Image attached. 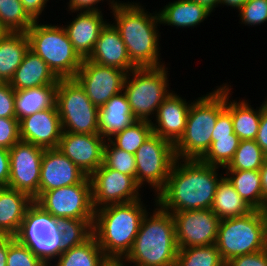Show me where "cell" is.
<instances>
[{"mask_svg": "<svg viewBox=\"0 0 267 266\" xmlns=\"http://www.w3.org/2000/svg\"><path fill=\"white\" fill-rule=\"evenodd\" d=\"M221 167L197 159H176L165 186L155 195L154 203L162 210L175 213L210 209L220 180Z\"/></svg>", "mask_w": 267, "mask_h": 266, "instance_id": "6da1fadb", "label": "cell"}, {"mask_svg": "<svg viewBox=\"0 0 267 266\" xmlns=\"http://www.w3.org/2000/svg\"><path fill=\"white\" fill-rule=\"evenodd\" d=\"M148 12L140 2L135 1L121 2L111 12L115 20L113 24L120 33L131 62L137 68L165 65L160 57L159 14L156 10Z\"/></svg>", "mask_w": 267, "mask_h": 266, "instance_id": "7a4b0ae2", "label": "cell"}, {"mask_svg": "<svg viewBox=\"0 0 267 266\" xmlns=\"http://www.w3.org/2000/svg\"><path fill=\"white\" fill-rule=\"evenodd\" d=\"M141 200L95 210L92 234L108 259L122 260L130 251L148 212Z\"/></svg>", "mask_w": 267, "mask_h": 266, "instance_id": "3957f363", "label": "cell"}, {"mask_svg": "<svg viewBox=\"0 0 267 266\" xmlns=\"http://www.w3.org/2000/svg\"><path fill=\"white\" fill-rule=\"evenodd\" d=\"M142 219L128 254L122 259L132 266H175L179 250L172 214L154 204ZM128 262V263H127Z\"/></svg>", "mask_w": 267, "mask_h": 266, "instance_id": "277c9868", "label": "cell"}, {"mask_svg": "<svg viewBox=\"0 0 267 266\" xmlns=\"http://www.w3.org/2000/svg\"><path fill=\"white\" fill-rule=\"evenodd\" d=\"M191 102L185 131L174 145L176 159L200 160L209 150L218 115L226 108V83Z\"/></svg>", "mask_w": 267, "mask_h": 266, "instance_id": "5b68a950", "label": "cell"}, {"mask_svg": "<svg viewBox=\"0 0 267 266\" xmlns=\"http://www.w3.org/2000/svg\"><path fill=\"white\" fill-rule=\"evenodd\" d=\"M215 245L225 263L266 249L267 211L253 210L242 217L220 220Z\"/></svg>", "mask_w": 267, "mask_h": 266, "instance_id": "8992f818", "label": "cell"}, {"mask_svg": "<svg viewBox=\"0 0 267 266\" xmlns=\"http://www.w3.org/2000/svg\"><path fill=\"white\" fill-rule=\"evenodd\" d=\"M34 21L26 32L30 50L40 56L59 78H74L82 59L74 51L63 25Z\"/></svg>", "mask_w": 267, "mask_h": 266, "instance_id": "52a82bcc", "label": "cell"}, {"mask_svg": "<svg viewBox=\"0 0 267 266\" xmlns=\"http://www.w3.org/2000/svg\"><path fill=\"white\" fill-rule=\"evenodd\" d=\"M168 70L163 65L135 68L127 73L123 92L137 120L151 122L159 106L172 93L169 90Z\"/></svg>", "mask_w": 267, "mask_h": 266, "instance_id": "ba28073f", "label": "cell"}, {"mask_svg": "<svg viewBox=\"0 0 267 266\" xmlns=\"http://www.w3.org/2000/svg\"><path fill=\"white\" fill-rule=\"evenodd\" d=\"M56 106L63 132L99 134V108L91 102L75 78L59 79Z\"/></svg>", "mask_w": 267, "mask_h": 266, "instance_id": "9c48e42d", "label": "cell"}, {"mask_svg": "<svg viewBox=\"0 0 267 266\" xmlns=\"http://www.w3.org/2000/svg\"><path fill=\"white\" fill-rule=\"evenodd\" d=\"M15 238L30 248L48 266L63 251L59 220L45 212L35 202L26 210Z\"/></svg>", "mask_w": 267, "mask_h": 266, "instance_id": "30bf717a", "label": "cell"}, {"mask_svg": "<svg viewBox=\"0 0 267 266\" xmlns=\"http://www.w3.org/2000/svg\"><path fill=\"white\" fill-rule=\"evenodd\" d=\"M136 183L142 188H153L155 196L166 184L176 160L174 145L152 133L134 154Z\"/></svg>", "mask_w": 267, "mask_h": 266, "instance_id": "8fae6325", "label": "cell"}, {"mask_svg": "<svg viewBox=\"0 0 267 266\" xmlns=\"http://www.w3.org/2000/svg\"><path fill=\"white\" fill-rule=\"evenodd\" d=\"M34 202L58 220H94L95 209L89 176L79 184L45 191Z\"/></svg>", "mask_w": 267, "mask_h": 266, "instance_id": "7c38bea8", "label": "cell"}, {"mask_svg": "<svg viewBox=\"0 0 267 266\" xmlns=\"http://www.w3.org/2000/svg\"><path fill=\"white\" fill-rule=\"evenodd\" d=\"M44 148L19 140L11 149L8 187L27 194L33 201L39 197V181Z\"/></svg>", "mask_w": 267, "mask_h": 266, "instance_id": "4fadbf2b", "label": "cell"}, {"mask_svg": "<svg viewBox=\"0 0 267 266\" xmlns=\"http://www.w3.org/2000/svg\"><path fill=\"white\" fill-rule=\"evenodd\" d=\"M93 208L122 204L142 199L141 187L129 175L105 167L103 164L90 176Z\"/></svg>", "mask_w": 267, "mask_h": 266, "instance_id": "5bb4252c", "label": "cell"}, {"mask_svg": "<svg viewBox=\"0 0 267 266\" xmlns=\"http://www.w3.org/2000/svg\"><path fill=\"white\" fill-rule=\"evenodd\" d=\"M126 75L125 71L118 68L84 59L74 78L84 88L91 102L100 108L123 91Z\"/></svg>", "mask_w": 267, "mask_h": 266, "instance_id": "9a60e30c", "label": "cell"}, {"mask_svg": "<svg viewBox=\"0 0 267 266\" xmlns=\"http://www.w3.org/2000/svg\"><path fill=\"white\" fill-rule=\"evenodd\" d=\"M171 214L179 249L216 243L220 219L211 209L186 210Z\"/></svg>", "mask_w": 267, "mask_h": 266, "instance_id": "2e32d148", "label": "cell"}, {"mask_svg": "<svg viewBox=\"0 0 267 266\" xmlns=\"http://www.w3.org/2000/svg\"><path fill=\"white\" fill-rule=\"evenodd\" d=\"M106 141L99 134L62 132L58 149L85 175L90 176L103 164Z\"/></svg>", "mask_w": 267, "mask_h": 266, "instance_id": "e0dca14e", "label": "cell"}, {"mask_svg": "<svg viewBox=\"0 0 267 266\" xmlns=\"http://www.w3.org/2000/svg\"><path fill=\"white\" fill-rule=\"evenodd\" d=\"M62 132L56 105L19 121L20 140L44 149L58 148Z\"/></svg>", "mask_w": 267, "mask_h": 266, "instance_id": "ac0fdd59", "label": "cell"}, {"mask_svg": "<svg viewBox=\"0 0 267 266\" xmlns=\"http://www.w3.org/2000/svg\"><path fill=\"white\" fill-rule=\"evenodd\" d=\"M86 177L58 148L45 149L41 163L39 196L45 191L79 184Z\"/></svg>", "mask_w": 267, "mask_h": 266, "instance_id": "d6986e66", "label": "cell"}, {"mask_svg": "<svg viewBox=\"0 0 267 266\" xmlns=\"http://www.w3.org/2000/svg\"><path fill=\"white\" fill-rule=\"evenodd\" d=\"M172 93L162 102L157 109L155 119L151 121L154 134L175 145L182 137L188 112L192 101ZM156 121V122H155Z\"/></svg>", "mask_w": 267, "mask_h": 266, "instance_id": "ffe728a7", "label": "cell"}, {"mask_svg": "<svg viewBox=\"0 0 267 266\" xmlns=\"http://www.w3.org/2000/svg\"><path fill=\"white\" fill-rule=\"evenodd\" d=\"M76 14L73 21L63 27L74 51L84 60L92 54L107 19L103 18L102 11H76Z\"/></svg>", "mask_w": 267, "mask_h": 266, "instance_id": "44dd1931", "label": "cell"}, {"mask_svg": "<svg viewBox=\"0 0 267 266\" xmlns=\"http://www.w3.org/2000/svg\"><path fill=\"white\" fill-rule=\"evenodd\" d=\"M89 61L118 68L126 73L137 68L130 60L126 46L114 24L107 22L102 28Z\"/></svg>", "mask_w": 267, "mask_h": 266, "instance_id": "7402d4cb", "label": "cell"}, {"mask_svg": "<svg viewBox=\"0 0 267 266\" xmlns=\"http://www.w3.org/2000/svg\"><path fill=\"white\" fill-rule=\"evenodd\" d=\"M33 202V199L23 192L0 187V236L17 235L26 210Z\"/></svg>", "mask_w": 267, "mask_h": 266, "instance_id": "603a6c76", "label": "cell"}, {"mask_svg": "<svg viewBox=\"0 0 267 266\" xmlns=\"http://www.w3.org/2000/svg\"><path fill=\"white\" fill-rule=\"evenodd\" d=\"M59 78L47 63L30 49L20 66L15 70L9 84L14 90H22L44 85L58 84Z\"/></svg>", "mask_w": 267, "mask_h": 266, "instance_id": "cb8c5ba5", "label": "cell"}, {"mask_svg": "<svg viewBox=\"0 0 267 266\" xmlns=\"http://www.w3.org/2000/svg\"><path fill=\"white\" fill-rule=\"evenodd\" d=\"M137 119L133 116L125 93L114 95L98 109L99 135L110 139L114 134L123 131Z\"/></svg>", "mask_w": 267, "mask_h": 266, "instance_id": "d4e9b609", "label": "cell"}, {"mask_svg": "<svg viewBox=\"0 0 267 266\" xmlns=\"http://www.w3.org/2000/svg\"><path fill=\"white\" fill-rule=\"evenodd\" d=\"M161 9L158 12L160 24L176 28H194L212 14L206 6L191 0L168 2Z\"/></svg>", "mask_w": 267, "mask_h": 266, "instance_id": "484cf974", "label": "cell"}, {"mask_svg": "<svg viewBox=\"0 0 267 266\" xmlns=\"http://www.w3.org/2000/svg\"><path fill=\"white\" fill-rule=\"evenodd\" d=\"M231 89V85L226 84V109L231 113L234 133L240 140H255L260 125L262 104L260 108L254 109L246 99L231 101Z\"/></svg>", "mask_w": 267, "mask_h": 266, "instance_id": "4316f807", "label": "cell"}, {"mask_svg": "<svg viewBox=\"0 0 267 266\" xmlns=\"http://www.w3.org/2000/svg\"><path fill=\"white\" fill-rule=\"evenodd\" d=\"M29 49L24 32H8L0 39V82H10Z\"/></svg>", "mask_w": 267, "mask_h": 266, "instance_id": "83f0119b", "label": "cell"}, {"mask_svg": "<svg viewBox=\"0 0 267 266\" xmlns=\"http://www.w3.org/2000/svg\"><path fill=\"white\" fill-rule=\"evenodd\" d=\"M58 84L15 90V116L18 121L56 105Z\"/></svg>", "mask_w": 267, "mask_h": 266, "instance_id": "f1b7e54d", "label": "cell"}, {"mask_svg": "<svg viewBox=\"0 0 267 266\" xmlns=\"http://www.w3.org/2000/svg\"><path fill=\"white\" fill-rule=\"evenodd\" d=\"M210 209L220 220L242 217L253 211L225 176L218 183Z\"/></svg>", "mask_w": 267, "mask_h": 266, "instance_id": "f546056e", "label": "cell"}, {"mask_svg": "<svg viewBox=\"0 0 267 266\" xmlns=\"http://www.w3.org/2000/svg\"><path fill=\"white\" fill-rule=\"evenodd\" d=\"M224 176L253 210L264 211V198L259 171H225Z\"/></svg>", "mask_w": 267, "mask_h": 266, "instance_id": "4dcf8cb0", "label": "cell"}, {"mask_svg": "<svg viewBox=\"0 0 267 266\" xmlns=\"http://www.w3.org/2000/svg\"><path fill=\"white\" fill-rule=\"evenodd\" d=\"M55 260L52 266H103L108 258L92 235L83 244L63 250Z\"/></svg>", "mask_w": 267, "mask_h": 266, "instance_id": "1f68e13d", "label": "cell"}, {"mask_svg": "<svg viewBox=\"0 0 267 266\" xmlns=\"http://www.w3.org/2000/svg\"><path fill=\"white\" fill-rule=\"evenodd\" d=\"M266 155L255 140H240L239 146L225 171L256 170L263 166Z\"/></svg>", "mask_w": 267, "mask_h": 266, "instance_id": "d6a6232c", "label": "cell"}, {"mask_svg": "<svg viewBox=\"0 0 267 266\" xmlns=\"http://www.w3.org/2000/svg\"><path fill=\"white\" fill-rule=\"evenodd\" d=\"M215 244L180 248L177 252L175 266H225Z\"/></svg>", "mask_w": 267, "mask_h": 266, "instance_id": "836d02e7", "label": "cell"}, {"mask_svg": "<svg viewBox=\"0 0 267 266\" xmlns=\"http://www.w3.org/2000/svg\"><path fill=\"white\" fill-rule=\"evenodd\" d=\"M153 133L151 123L145 120H137L129 127L114 134L108 139L115 147L128 153L135 154L137 149Z\"/></svg>", "mask_w": 267, "mask_h": 266, "instance_id": "e575fe53", "label": "cell"}, {"mask_svg": "<svg viewBox=\"0 0 267 266\" xmlns=\"http://www.w3.org/2000/svg\"><path fill=\"white\" fill-rule=\"evenodd\" d=\"M33 23L20 0H0V24L8 32L26 33Z\"/></svg>", "mask_w": 267, "mask_h": 266, "instance_id": "d590c367", "label": "cell"}, {"mask_svg": "<svg viewBox=\"0 0 267 266\" xmlns=\"http://www.w3.org/2000/svg\"><path fill=\"white\" fill-rule=\"evenodd\" d=\"M240 138L233 133L231 137H215L211 141V146L206 154L200 159L202 162L225 168L232 160L238 146Z\"/></svg>", "mask_w": 267, "mask_h": 266, "instance_id": "8d00e7d4", "label": "cell"}, {"mask_svg": "<svg viewBox=\"0 0 267 266\" xmlns=\"http://www.w3.org/2000/svg\"><path fill=\"white\" fill-rule=\"evenodd\" d=\"M94 220L59 219L63 250L83 244L92 234Z\"/></svg>", "mask_w": 267, "mask_h": 266, "instance_id": "74e56055", "label": "cell"}, {"mask_svg": "<svg viewBox=\"0 0 267 266\" xmlns=\"http://www.w3.org/2000/svg\"><path fill=\"white\" fill-rule=\"evenodd\" d=\"M103 165L117 170L122 174L132 176L136 180V161L134 154L115 147L109 140L106 141L103 155Z\"/></svg>", "mask_w": 267, "mask_h": 266, "instance_id": "f35d334b", "label": "cell"}, {"mask_svg": "<svg viewBox=\"0 0 267 266\" xmlns=\"http://www.w3.org/2000/svg\"><path fill=\"white\" fill-rule=\"evenodd\" d=\"M6 266H48L30 248L15 237L8 236V254Z\"/></svg>", "mask_w": 267, "mask_h": 266, "instance_id": "ab89813d", "label": "cell"}, {"mask_svg": "<svg viewBox=\"0 0 267 266\" xmlns=\"http://www.w3.org/2000/svg\"><path fill=\"white\" fill-rule=\"evenodd\" d=\"M238 12L240 23L259 26L267 22V0H248Z\"/></svg>", "mask_w": 267, "mask_h": 266, "instance_id": "60d3db41", "label": "cell"}, {"mask_svg": "<svg viewBox=\"0 0 267 266\" xmlns=\"http://www.w3.org/2000/svg\"><path fill=\"white\" fill-rule=\"evenodd\" d=\"M19 140V121L16 118H0V147L11 149Z\"/></svg>", "mask_w": 267, "mask_h": 266, "instance_id": "b9f144b4", "label": "cell"}, {"mask_svg": "<svg viewBox=\"0 0 267 266\" xmlns=\"http://www.w3.org/2000/svg\"><path fill=\"white\" fill-rule=\"evenodd\" d=\"M15 90L9 82H0V118H16Z\"/></svg>", "mask_w": 267, "mask_h": 266, "instance_id": "7bdbcfd3", "label": "cell"}, {"mask_svg": "<svg viewBox=\"0 0 267 266\" xmlns=\"http://www.w3.org/2000/svg\"><path fill=\"white\" fill-rule=\"evenodd\" d=\"M225 266H267V248L255 253L234 257L227 261Z\"/></svg>", "mask_w": 267, "mask_h": 266, "instance_id": "ee69618b", "label": "cell"}, {"mask_svg": "<svg viewBox=\"0 0 267 266\" xmlns=\"http://www.w3.org/2000/svg\"><path fill=\"white\" fill-rule=\"evenodd\" d=\"M233 133L231 113L225 108L217 117L212 133V141H215V137H231Z\"/></svg>", "mask_w": 267, "mask_h": 266, "instance_id": "f6af8a7d", "label": "cell"}, {"mask_svg": "<svg viewBox=\"0 0 267 266\" xmlns=\"http://www.w3.org/2000/svg\"><path fill=\"white\" fill-rule=\"evenodd\" d=\"M104 0H69L68 9L67 11H71V13H75L76 11H101L98 7V3L100 4ZM109 8L112 10L116 5L123 1H115V0H108ZM97 4V5H96ZM99 8V9H98Z\"/></svg>", "mask_w": 267, "mask_h": 266, "instance_id": "bcb514c9", "label": "cell"}, {"mask_svg": "<svg viewBox=\"0 0 267 266\" xmlns=\"http://www.w3.org/2000/svg\"><path fill=\"white\" fill-rule=\"evenodd\" d=\"M255 141L267 156V98L262 103L260 125Z\"/></svg>", "mask_w": 267, "mask_h": 266, "instance_id": "7dc6e473", "label": "cell"}, {"mask_svg": "<svg viewBox=\"0 0 267 266\" xmlns=\"http://www.w3.org/2000/svg\"><path fill=\"white\" fill-rule=\"evenodd\" d=\"M25 11L28 15L34 20H40L39 17L44 11V8L47 7V2L49 0H20Z\"/></svg>", "mask_w": 267, "mask_h": 266, "instance_id": "c3c4849f", "label": "cell"}, {"mask_svg": "<svg viewBox=\"0 0 267 266\" xmlns=\"http://www.w3.org/2000/svg\"><path fill=\"white\" fill-rule=\"evenodd\" d=\"M10 175L9 149L0 147V187H8Z\"/></svg>", "mask_w": 267, "mask_h": 266, "instance_id": "681fc988", "label": "cell"}, {"mask_svg": "<svg viewBox=\"0 0 267 266\" xmlns=\"http://www.w3.org/2000/svg\"><path fill=\"white\" fill-rule=\"evenodd\" d=\"M259 174L264 198V211H267V156L264 159L263 166L259 169Z\"/></svg>", "mask_w": 267, "mask_h": 266, "instance_id": "f907efd6", "label": "cell"}, {"mask_svg": "<svg viewBox=\"0 0 267 266\" xmlns=\"http://www.w3.org/2000/svg\"><path fill=\"white\" fill-rule=\"evenodd\" d=\"M8 236H0V266H6Z\"/></svg>", "mask_w": 267, "mask_h": 266, "instance_id": "816d5d0a", "label": "cell"}, {"mask_svg": "<svg viewBox=\"0 0 267 266\" xmlns=\"http://www.w3.org/2000/svg\"><path fill=\"white\" fill-rule=\"evenodd\" d=\"M248 0H221L220 6L225 5L237 9V11L247 2Z\"/></svg>", "mask_w": 267, "mask_h": 266, "instance_id": "f5cc1de1", "label": "cell"}, {"mask_svg": "<svg viewBox=\"0 0 267 266\" xmlns=\"http://www.w3.org/2000/svg\"><path fill=\"white\" fill-rule=\"evenodd\" d=\"M191 1H194L201 5L206 6L212 12L213 10L215 11L214 8H217L218 6H220V2H221V0H191Z\"/></svg>", "mask_w": 267, "mask_h": 266, "instance_id": "db71d44e", "label": "cell"}, {"mask_svg": "<svg viewBox=\"0 0 267 266\" xmlns=\"http://www.w3.org/2000/svg\"><path fill=\"white\" fill-rule=\"evenodd\" d=\"M103 266H128L123 260L108 259Z\"/></svg>", "mask_w": 267, "mask_h": 266, "instance_id": "11a10c76", "label": "cell"}, {"mask_svg": "<svg viewBox=\"0 0 267 266\" xmlns=\"http://www.w3.org/2000/svg\"><path fill=\"white\" fill-rule=\"evenodd\" d=\"M7 33L8 31L0 24V39Z\"/></svg>", "mask_w": 267, "mask_h": 266, "instance_id": "9f6ffc18", "label": "cell"}]
</instances>
